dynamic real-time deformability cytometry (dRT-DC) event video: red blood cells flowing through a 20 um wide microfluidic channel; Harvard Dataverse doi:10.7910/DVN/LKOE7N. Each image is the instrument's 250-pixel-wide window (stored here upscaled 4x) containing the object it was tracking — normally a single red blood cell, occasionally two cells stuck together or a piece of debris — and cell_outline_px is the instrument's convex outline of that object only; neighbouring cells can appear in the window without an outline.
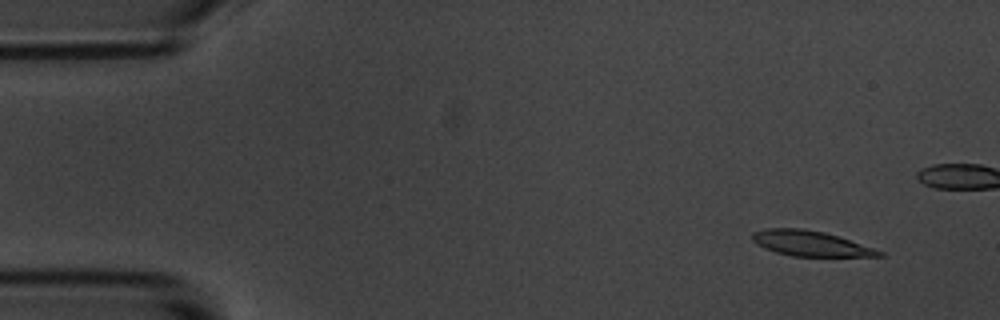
{"species": "common noctule bat (a hibernating species)", "species_latin": "Nyctalus noctula", "temperature_condition": "room temperature", "stored_images_in_passage": 6, "camera_frame_rate_fps": 3000, "um_per_image_px": 0.085, "animal": {"sex": "male", "body_mass_g": 20.1, "forearm_length_mm": 53.5}, "frame": {"image": 1, "passage_image": 2, "time_ms": 1.0, "image_size_px": [1000, 320], "cell_outline_px": [[884, 256], [792, 256], [776, 252], [764, 248], [756, 244], [752, 240], [752, 232], [764, 228], [804, 228], [824, 232], [884, 252]], "centroid_in_image_um": [68.8, 20.68], "position_along_channel_um": 16.2, "area_um2": 18.44}}